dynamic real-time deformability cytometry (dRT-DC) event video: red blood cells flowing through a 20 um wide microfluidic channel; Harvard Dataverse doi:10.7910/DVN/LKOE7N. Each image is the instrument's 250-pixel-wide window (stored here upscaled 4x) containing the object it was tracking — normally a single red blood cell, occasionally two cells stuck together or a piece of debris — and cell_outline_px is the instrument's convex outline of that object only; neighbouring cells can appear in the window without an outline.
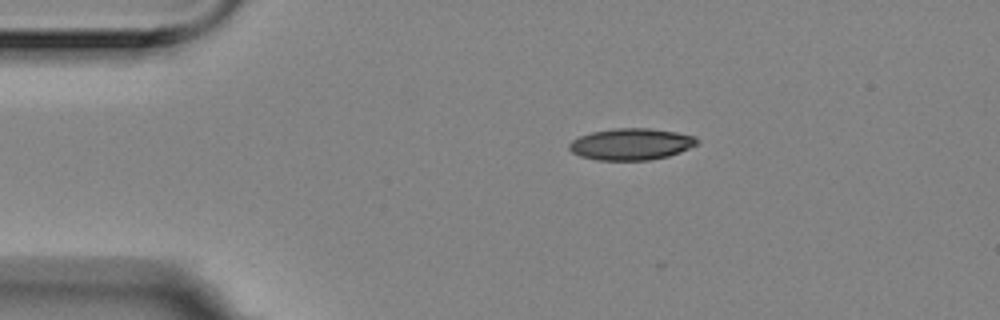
{"species": "Egyptian fruit bat (a non-hibernating species)", "species_latin": "Rousettus aegyptiacus", "temperature_condition": "room temperature", "stored_images_in_passage": 4, "camera_frame_rate_fps": 3000, "um_per_image_px": 0.085, "animal": {"sex": "female"}, "frame": {"image": 1, "passage_image": 1, "time_ms": 0.0, "image_size_px": [1000, 320], "cell_outline_px": [[700, 144], [680, 152], [668, 156], [648, 160], [600, 160], [580, 156], [572, 152], [568, 148], [568, 144], [572, 140], [580, 136], [592, 132], [612, 128], [648, 128], [676, 132], [696, 136], [700, 140]], "centroid_in_image_um": [53.68, 12.24], "position_along_channel_um": 31.3, "area_um2": 23.7}}